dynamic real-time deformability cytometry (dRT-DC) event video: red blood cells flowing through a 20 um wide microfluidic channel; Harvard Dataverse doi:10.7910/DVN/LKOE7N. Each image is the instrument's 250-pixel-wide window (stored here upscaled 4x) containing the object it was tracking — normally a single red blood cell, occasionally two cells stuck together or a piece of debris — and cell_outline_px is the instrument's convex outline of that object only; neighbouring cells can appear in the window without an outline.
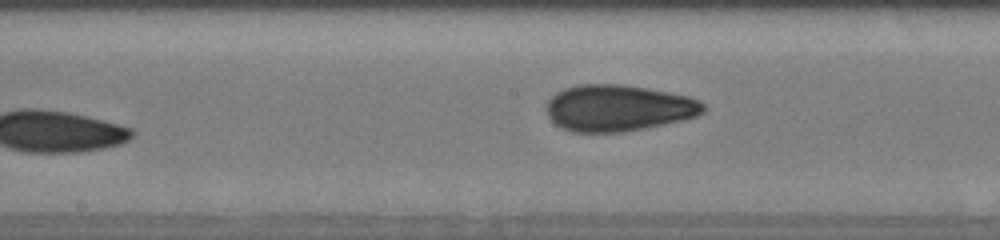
{"species": "human", "species_latin": "Homo sapiens", "temperature_condition": "cold", "stored_images_in_passage": 16, "segment_of_instrument_passage": [2, 2], "camera_frame_rate_fps": 3000, "um_per_image_px": 0.085, "donor": {"sex": "male"}, "frame": {"image": 1, "passage_image": 16, "time_ms": 10.333, "image_size_px": [1000, 240], "cell_outline_px": [[708, 108], [704, 112], [696, 116], [680, 120], [644, 128], [620, 132], [572, 132], [556, 124], [548, 116], [548, 100], [556, 92], [564, 88], [580, 84], [624, 84], [648, 88], [688, 96], [700, 100]], "centroid_in_image_um": [52.57, 9.16], "position_along_channel_um": 195.6, "area_um2": 42.31}}